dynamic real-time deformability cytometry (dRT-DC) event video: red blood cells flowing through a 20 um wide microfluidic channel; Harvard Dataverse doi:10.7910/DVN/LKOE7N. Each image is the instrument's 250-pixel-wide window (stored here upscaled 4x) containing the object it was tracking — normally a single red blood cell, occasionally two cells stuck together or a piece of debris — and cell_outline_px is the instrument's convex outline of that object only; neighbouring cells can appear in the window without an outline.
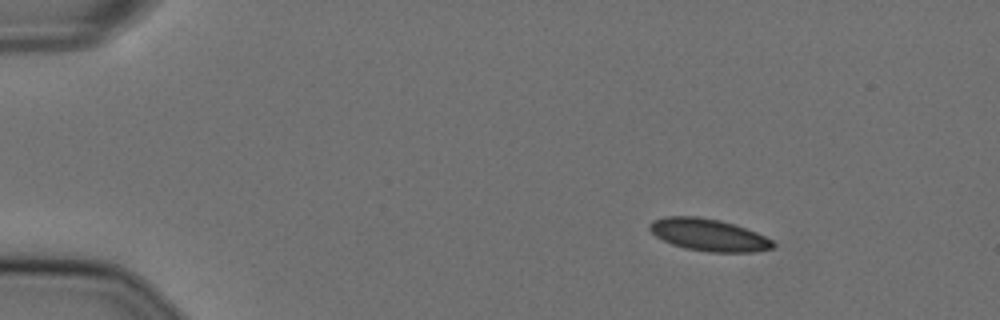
{"species": "Egyptian fruit bat (a non-hibernating species)", "species_latin": "Rousettus aegyptiacus", "temperature_condition": "cold", "stored_images_in_passage": 49, "camera_frame_rate_fps": 3000, "um_per_image_px": 0.085, "animal": {"sex": "female"}, "frame": {"image": 1, "passage_image": 1, "time_ms": 0.0, "image_size_px": [1000, 320], "cell_outline_px": [[776, 244], [772, 248], [752, 252], [708, 252], [684, 248], [672, 244], [656, 236], [648, 228], [648, 224], [652, 220], [664, 216], [696, 216], [720, 220], [756, 232], [772, 240]], "centroid_in_image_um": [60.19, 19.96], "position_along_channel_um": 24.8, "area_um2": 23.06}}
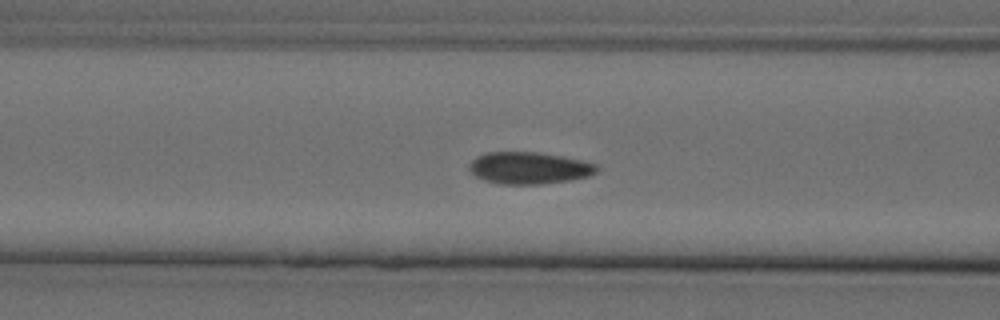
{"frame": {"image": 2, "passage_image": 16, "time_ms": 5.0, "image_size_px": [1000, 320], "cell_outline_px": [[596, 172], [588, 176], [568, 180], [540, 184], [500, 184], [484, 180], [476, 176], [468, 168], [468, 164], [476, 156], [488, 152], [536, 152], [564, 156], [584, 160], [596, 164]], "centroid_in_image_um": [44.95, 14.27], "position_along_channel_um": 121.7, "area_um2": 23.7}}
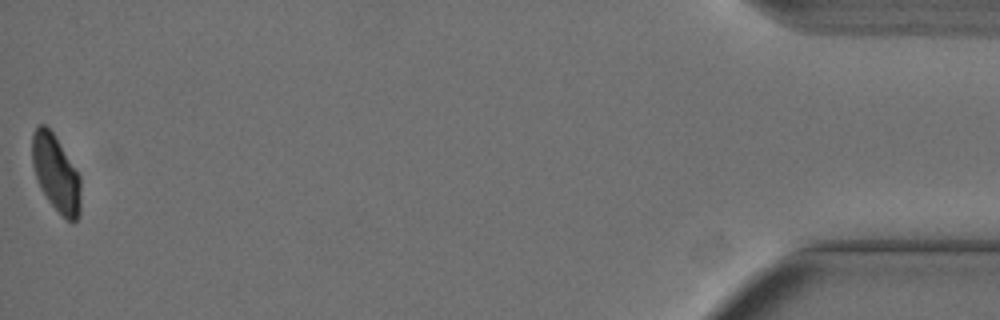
{"frame": {"image": 3, "passage_image": 49, "time_ms": 16.0, "image_size_px": [1000, 320], "cell_outline_px": [[80, 216], [72, 224], [48, 200], [40, 188], [36, 180], [32, 164], [32, 132], [40, 124], [44, 124], [52, 132], [80, 176]], "centroid_in_image_um": [4.74, 14.75], "position_along_channel_um": 430.5, "area_um2": 21.44}, "authors_computed_cell_mechanics": {"area_um2": 23.5246, "velocity_mm_per_s": 3.6174, "shape_relaxation_time_tau1_ms": 9.7791, "shape_relaxation_time_tau2_ms": 0.9182, "deformation_change_tau1": 0.1924, "deformation_change_tau2": 0.0393}}